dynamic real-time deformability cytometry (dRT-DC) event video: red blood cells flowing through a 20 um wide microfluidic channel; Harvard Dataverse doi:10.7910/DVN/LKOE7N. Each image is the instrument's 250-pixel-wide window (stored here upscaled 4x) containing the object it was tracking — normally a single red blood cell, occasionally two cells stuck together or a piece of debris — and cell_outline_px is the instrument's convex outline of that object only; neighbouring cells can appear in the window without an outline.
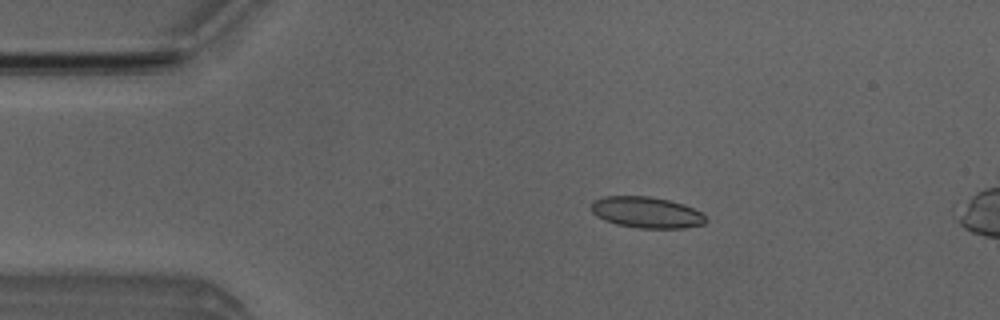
{"species": "Egyptian fruit bat (a non-hibernating species)", "species_latin": "Rousettus aegyptiacus", "temperature_condition": "room temperature", "stored_images_in_passage": 49, "camera_frame_rate_fps": 3000, "um_per_image_px": 0.085, "animal": {"sex": "male"}, "frame": {"image": 1, "passage_image": 10, "time_ms": 3.0, "image_size_px": [1000, 320], "cell_outline_px": [[708, 220], [704, 224], [684, 228], [640, 228], [616, 224], [604, 220], [596, 216], [592, 212], [592, 204], [596, 200], [604, 196], [648, 196], [668, 200], [684, 204], [708, 216]], "centroid_in_image_um": [54.99, 18.06], "position_along_channel_um": 30.0, "area_um2": 20.81}}
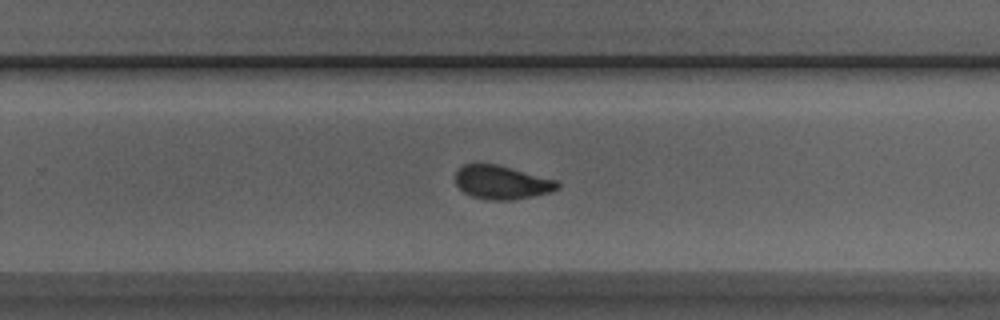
{"frame": {"image": 2, "passage_image": 33, "time_ms": 10.667, "image_size_px": [1000, 320], "cell_outline_px": [[560, 188], [548, 192], [532, 196], [512, 200], [488, 200], [472, 196], [464, 192], [456, 184], [456, 172], [464, 164], [496, 164], [556, 180], [560, 184]], "centroid_in_image_um": [42.64, 15.51], "position_along_channel_um": 287.2, "area_um2": 19.71}}
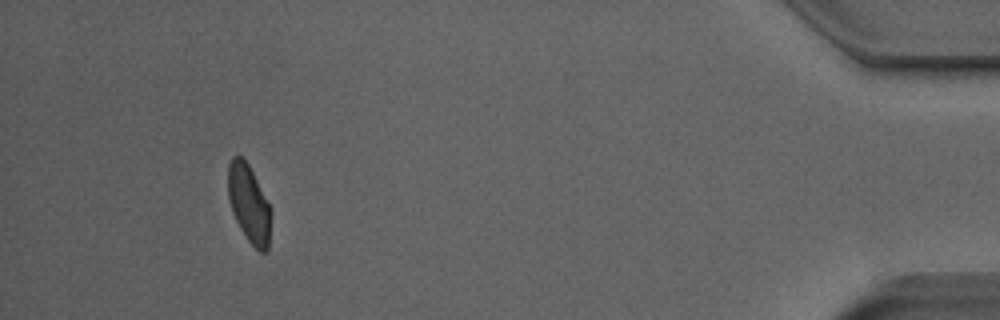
{"frame": {"image": 3, "passage_image": 48, "time_ms": 15.667, "image_size_px": [1000, 320], "cell_outline_px": [[272, 212], [268, 248], [264, 252], [260, 252], [248, 240], [240, 228], [232, 212], [228, 196], [228, 164], [232, 156], [240, 156], [248, 164], [272, 208]], "centroid_in_image_um": [21.17, 17.31], "position_along_channel_um": 414.0, "area_um2": 19.48}}